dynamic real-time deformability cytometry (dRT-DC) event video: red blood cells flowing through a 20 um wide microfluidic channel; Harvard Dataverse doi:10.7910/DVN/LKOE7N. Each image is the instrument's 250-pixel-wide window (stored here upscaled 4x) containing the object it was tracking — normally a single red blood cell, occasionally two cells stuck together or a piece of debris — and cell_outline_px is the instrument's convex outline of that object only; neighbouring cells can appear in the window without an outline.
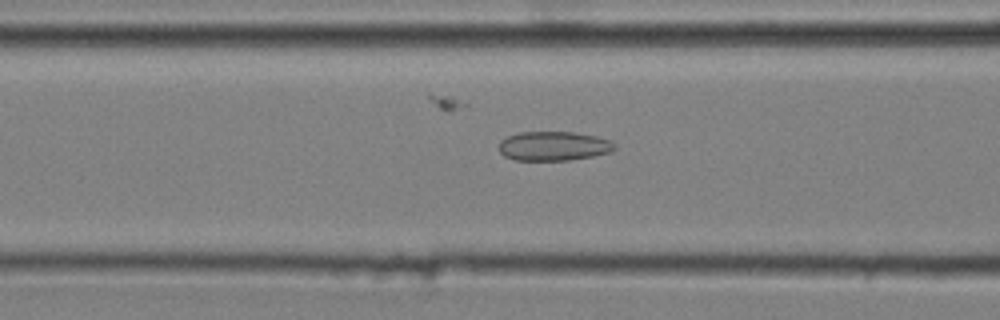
{"species": "common noctule bat (a hibernating species)", "species_latin": "Nyctalus noctula", "temperature_condition": "cold", "stored_images_in_passage": 50, "camera_frame_rate_fps": 3000, "um_per_image_px": 0.085, "animal": {"sex": "male", "body_mass_g": 20.4}, "frame": {"image": 1, "passage_image": 21, "time_ms": 6.667, "image_size_px": [1000, 320], "cell_outline_px": [[616, 148], [612, 152], [592, 156], [568, 160], [516, 160], [504, 156], [500, 152], [500, 140], [508, 136], [520, 132], [576, 132], [596, 136], [608, 140], [616, 144]], "centroid_in_image_um": [47.07, 12.41], "position_along_channel_um": 119.5, "area_um2": 19.71}}
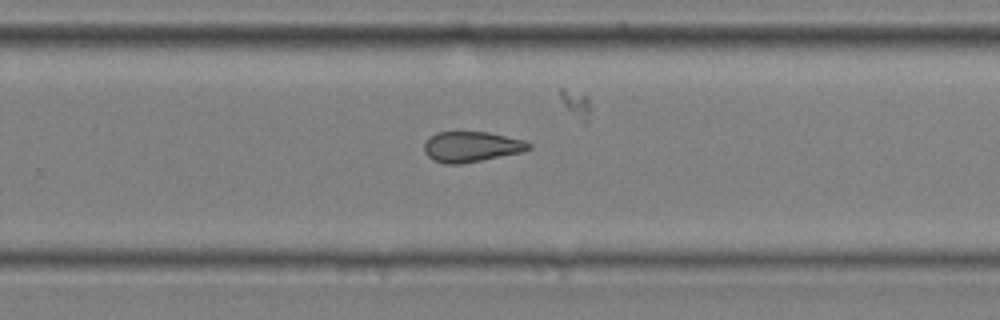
{"frame": {"image": 2, "passage_image": 35, "time_ms": 11.333, "image_size_px": [1000, 320], "cell_outline_px": [[532, 148], [524, 152], [460, 164], [448, 164], [432, 160], [424, 152], [424, 144], [436, 132], [488, 132], [524, 140], [532, 144]], "centroid_in_image_um": [40.1, 12.48], "position_along_channel_um": 289.7, "area_um2": 18.55}}
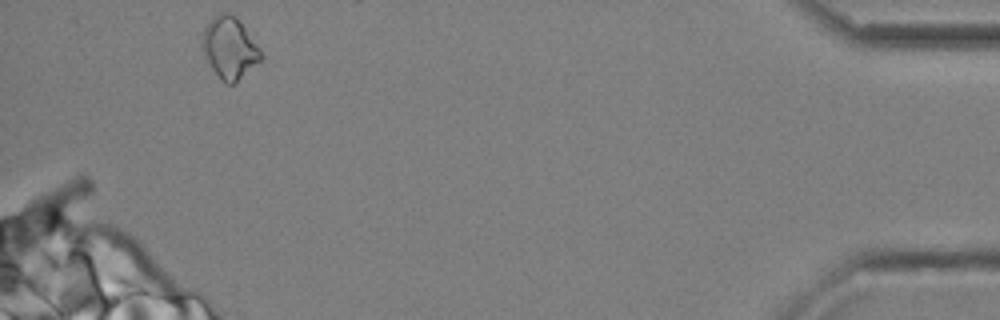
{"frame": {"image": 3, "passage_image": 50, "time_ms": 16.333, "image_size_px": [1000, 320], "cell_outline_px": [[264, 56], [236, 84], [228, 84], [212, 68], [204, 56], [200, 44], [204, 28], [212, 16], [220, 12], [228, 12], [236, 16], [260, 48]], "centroid_in_image_um": [19.5, 4.04], "position_along_channel_um": 415.7, "area_um2": 21.15}, "authors_computed_cell_mechanics": {"area_um2": 19.363, "velocity_mm_per_s": 3.6568, "shape_relaxation_time_tau1_ms": null, "shape_relaxation_time_tau2_ms": 2.6584, "deformation_change_tau1": null, "deformation_change_tau2": 0.0962}}